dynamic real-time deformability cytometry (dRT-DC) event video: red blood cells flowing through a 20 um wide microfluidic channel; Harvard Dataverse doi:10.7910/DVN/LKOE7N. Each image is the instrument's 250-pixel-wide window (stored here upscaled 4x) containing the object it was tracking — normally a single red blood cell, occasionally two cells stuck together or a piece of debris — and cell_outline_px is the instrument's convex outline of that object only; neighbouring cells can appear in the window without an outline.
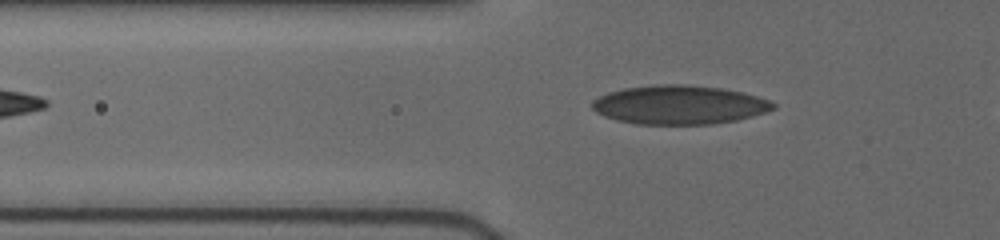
{"species": "human", "species_latin": "Homo sapiens", "temperature_condition": "cold", "stored_images_in_passage": 60, "camera_frame_rate_fps": 3000, "um_per_image_px": 0.085, "donor": {"sex": "female"}, "frame": {"image": 1, "passage_image": 2, "time_ms": 0.333, "image_size_px": [1000, 240], "cell_outline_px": [[776, 108], [752, 116], [736, 120], [712, 124], [636, 124], [616, 120], [604, 116], [596, 112], [592, 108], [592, 100], [608, 92], [624, 88], [656, 84], [688, 84], [720, 88], [740, 92], [756, 96], [768, 100], [776, 104]], "centroid_in_image_um": [57.7, 8.91], "position_along_channel_um": 68.1, "area_um2": 40.98}}
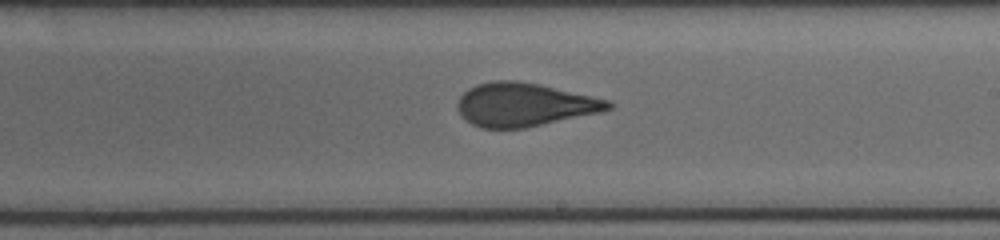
{"frame": {"image": 2, "passage_image": 36, "time_ms": 5.0, "image_size_px": [1000, 240], "cell_outline_px": [[612, 108], [600, 112], [524, 128], [480, 128], [472, 124], [460, 112], [456, 104], [460, 96], [468, 88], [476, 84], [496, 80], [516, 80], [540, 84], [592, 96], [608, 100], [612, 104]], "centroid_in_image_um": [44.54, 8.88], "position_along_channel_um": 244.5, "area_um2": 37.86}}
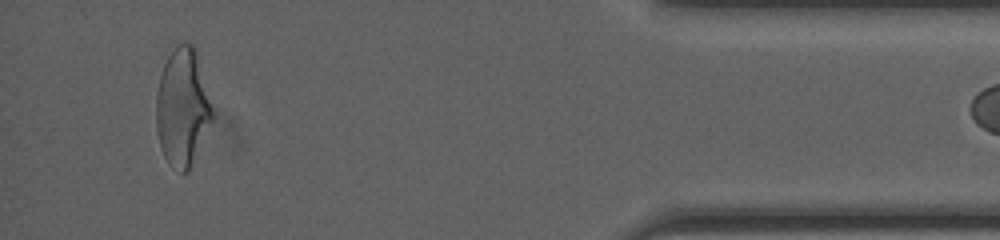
{"frame": {"image": 3, "passage_image": 58, "time_ms": 10.667, "image_size_px": [1000, 240], "cell_outline_px": [[212, 116], [188, 172], [180, 172], [172, 168], [168, 164], [160, 148], [156, 128], [156, 96], [160, 76], [164, 64], [168, 56], [176, 44], [192, 44], [196, 48], [212, 108]], "centroid_in_image_um": [15.47, 9.12], "position_along_channel_um": 419.7, "area_um2": 37.97}}